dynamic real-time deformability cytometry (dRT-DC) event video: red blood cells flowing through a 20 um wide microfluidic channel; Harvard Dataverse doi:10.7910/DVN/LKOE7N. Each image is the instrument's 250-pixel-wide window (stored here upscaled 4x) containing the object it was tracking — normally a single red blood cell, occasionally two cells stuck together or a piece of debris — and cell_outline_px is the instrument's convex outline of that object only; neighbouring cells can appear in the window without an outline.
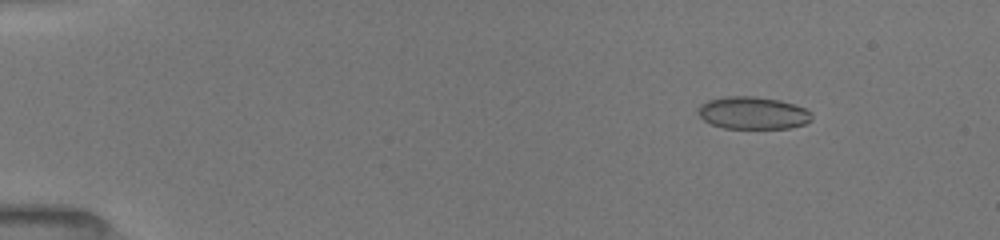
{"species": "common noctule bat (a hibernating species)", "species_latin": "Nyctalus noctula", "temperature_condition": "room temperature", "stored_images_in_passage": 43, "camera_frame_rate_fps": 3000, "um_per_image_px": 0.085, "animal": {"sex": "female", "body_mass_g": 19.5, "forearm_length_mm": 54.1}, "frame": {"image": 1, "passage_image": 7, "time_ms": 2.0, "image_size_px": [1000, 240], "cell_outline_px": [[812, 120], [804, 124], [788, 128], [724, 128], [712, 124], [704, 120], [696, 112], [700, 104], [708, 100], [724, 96], [756, 96], [780, 100], [804, 108], [812, 112]], "centroid_in_image_um": [63.98, 9.59], "position_along_channel_um": 21.0, "area_um2": 21.56}}
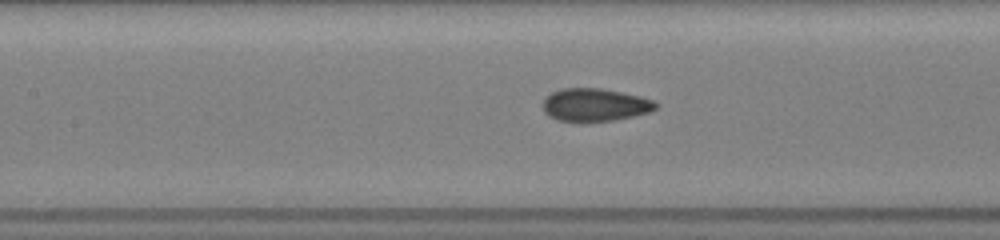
{"frame": {"image": 2, "passage_image": 25, "time_ms": 8.0, "image_size_px": [1000, 240], "cell_outline_px": [[660, 104], [656, 108], [648, 112], [632, 116], [612, 120], [580, 124], [556, 120], [548, 116], [544, 112], [544, 96], [560, 88], [600, 88], [640, 96], [652, 100]], "centroid_in_image_um": [50.51, 8.94], "position_along_channel_um": 156.9, "area_um2": 22.08}}
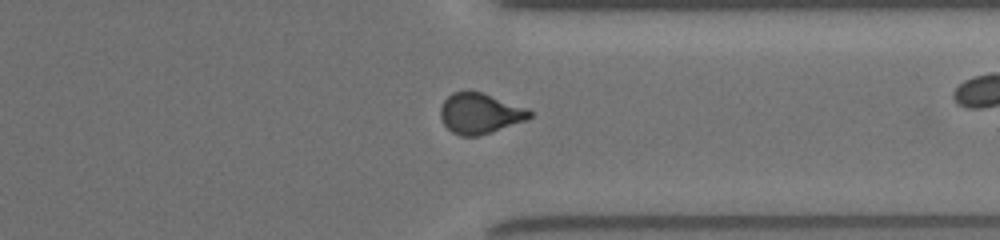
{"frame": {"image": 3, "passage_image": 41, "time_ms": 13.333, "image_size_px": [1000, 240], "cell_outline_px": [[532, 116], [528, 120], [480, 136], [460, 136], [452, 132], [444, 124], [440, 116], [440, 108], [444, 100], [452, 92], [480, 92], [528, 108], [532, 112]], "centroid_in_image_um": [40.81, 9.66], "position_along_channel_um": 370.6, "area_um2": 21.04}}